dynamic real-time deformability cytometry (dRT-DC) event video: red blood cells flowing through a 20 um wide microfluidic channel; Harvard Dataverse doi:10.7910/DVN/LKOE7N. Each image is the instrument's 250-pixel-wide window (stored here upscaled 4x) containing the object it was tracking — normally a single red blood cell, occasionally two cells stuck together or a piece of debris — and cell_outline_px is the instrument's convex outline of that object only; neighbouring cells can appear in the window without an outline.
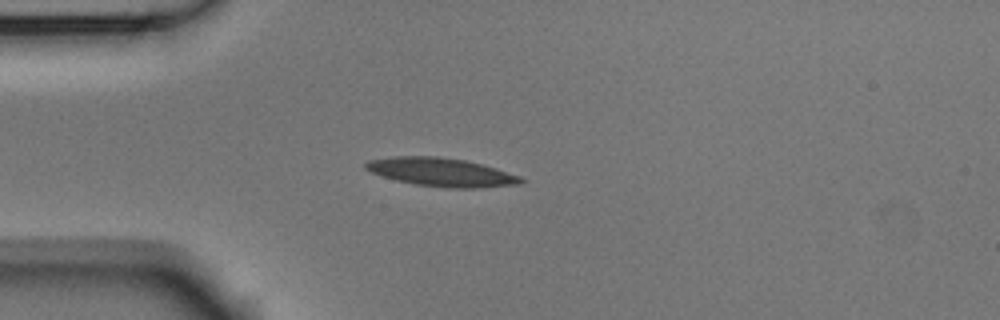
{"species": "Egyptian fruit bat (a non-hibernating species)", "species_latin": "Rousettus aegyptiacus", "temperature_condition": "room temperature", "stored_images_in_passage": 2, "camera_frame_rate_fps": 3000, "um_per_image_px": 0.085, "animal": {"sex": "male"}, "frame": {"image": 1, "passage_image": 2, "time_ms": 0.333, "image_size_px": [1000, 320], "cell_outline_px": [[524, 180], [520, 184], [480, 188], [448, 188], [416, 184], [396, 180], [380, 176], [364, 168], [364, 164], [368, 160], [392, 156], [436, 156], [464, 160], [496, 168], [520, 176]], "centroid_in_image_um": [37.49, 14.63], "position_along_channel_um": 47.5, "area_um2": 25.72}}